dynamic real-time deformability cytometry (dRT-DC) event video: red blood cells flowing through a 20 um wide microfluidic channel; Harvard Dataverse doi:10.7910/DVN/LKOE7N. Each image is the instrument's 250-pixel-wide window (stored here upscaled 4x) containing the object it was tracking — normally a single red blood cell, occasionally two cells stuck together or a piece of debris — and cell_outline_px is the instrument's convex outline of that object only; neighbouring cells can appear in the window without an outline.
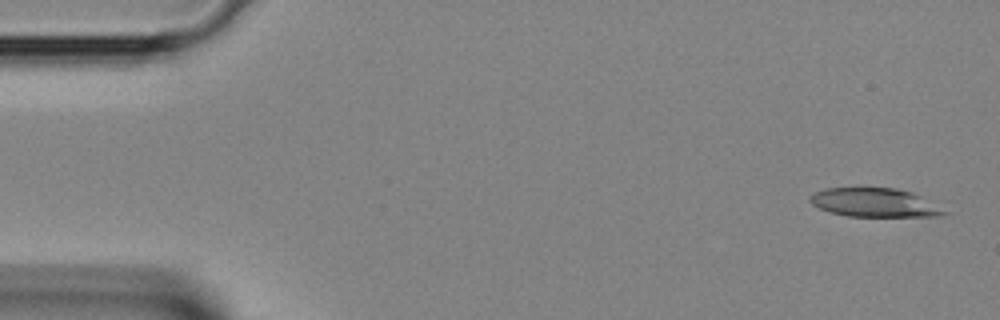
{"species": "Egyptian fruit bat (a non-hibernating species)", "species_latin": "Rousettus aegyptiacus", "temperature_condition": "room temperature", "stored_images_in_passage": 40, "camera_frame_rate_fps": 3000, "um_per_image_px": 0.085, "animal": {"sex": "female"}, "frame": {"image": 1, "passage_image": 2, "time_ms": 0.333, "image_size_px": [1000, 320], "cell_outline_px": [[948, 212], [940, 216], [848, 216], [828, 212], [812, 204], [808, 200], [808, 196], [824, 188], [896, 188], [912, 192], [920, 196]], "centroid_in_image_um": [74.28, 17.22], "position_along_channel_um": 10.7, "area_um2": 22.31}}
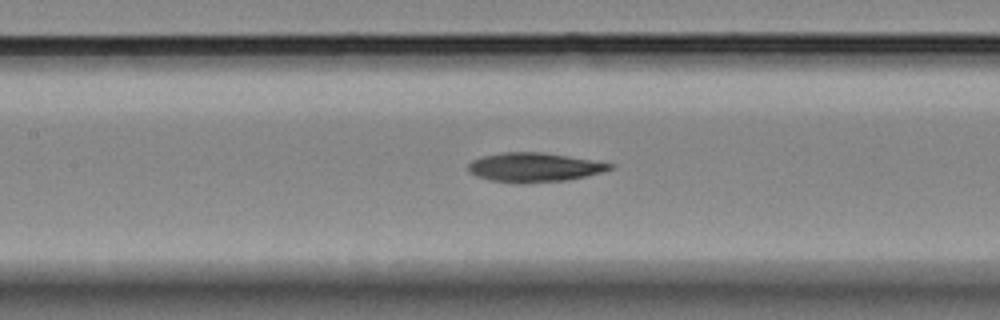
{"frame": {"image": 2, "passage_image": 18, "time_ms": 5.667, "image_size_px": [1000, 320], "cell_outline_px": [[616, 164], [612, 168], [600, 172], [568, 180], [520, 184], [516, 184], [488, 180], [476, 176], [468, 172], [468, 164], [472, 160], [484, 156], [504, 152], [540, 152], [568, 156]], "centroid_in_image_um": [45.36, 14.23], "position_along_channel_um": 162.0, "area_um2": 24.16}}
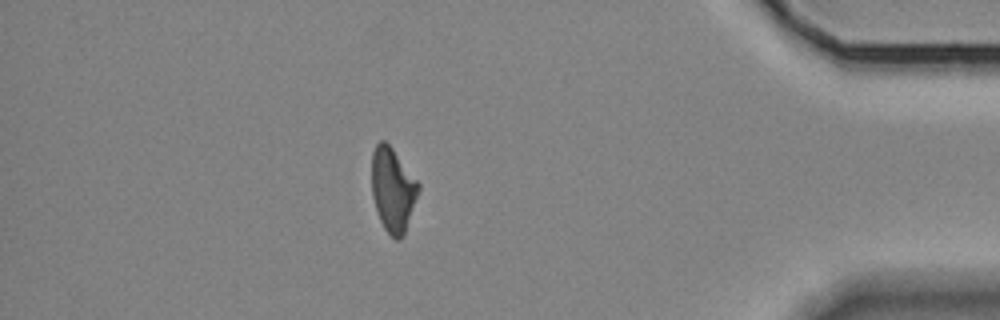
{"frame": {"image": 3, "passage_image": 35, "time_ms": 11.333, "image_size_px": [1000, 320], "cell_outline_px": [[420, 188], [404, 236], [400, 240], [396, 240], [384, 228], [380, 220], [372, 196], [372, 152], [376, 144], [380, 140], [384, 140], [392, 148], [420, 184]], "centroid_in_image_um": [33.39, 16.13], "position_along_channel_um": 401.8, "area_um2": 22.77}}